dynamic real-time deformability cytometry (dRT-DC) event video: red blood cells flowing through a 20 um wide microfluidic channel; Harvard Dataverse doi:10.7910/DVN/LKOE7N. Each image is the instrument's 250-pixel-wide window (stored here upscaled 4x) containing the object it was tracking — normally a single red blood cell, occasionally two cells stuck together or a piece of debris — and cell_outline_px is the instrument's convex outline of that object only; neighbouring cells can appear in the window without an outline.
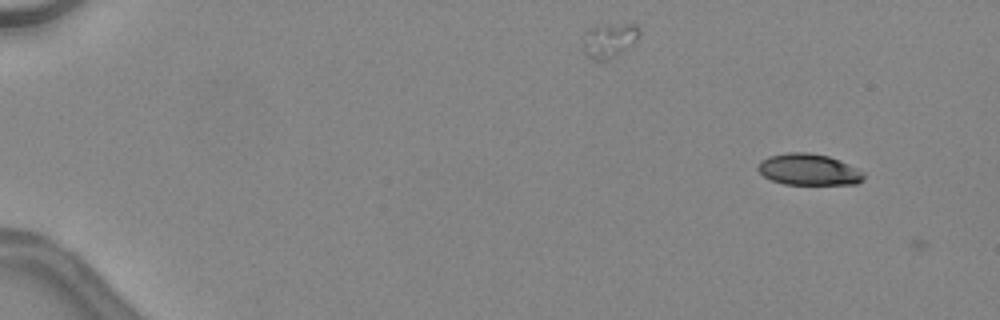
{"species": "common noctule bat (a hibernating species)", "species_latin": "Nyctalus noctula", "temperature_condition": "warm", "stored_images_in_passage": 5, "camera_frame_rate_fps": 3000, "um_per_image_px": 0.085, "animal": {"sex": "female", "body_mass_g": 24.6, "forearm_length_mm": 56.2}, "frame": {"image": 1, "passage_image": 4, "time_ms": 1.0, "image_size_px": [1000, 320], "cell_outline_px": [[864, 180], [856, 184], [784, 184], [772, 180], [764, 176], [756, 168], [760, 160], [768, 156], [788, 152], [808, 152], [828, 156], [840, 160], [864, 172]], "centroid_in_image_um": [68.73, 14.4], "position_along_channel_um": 16.3, "area_um2": 19.42}}